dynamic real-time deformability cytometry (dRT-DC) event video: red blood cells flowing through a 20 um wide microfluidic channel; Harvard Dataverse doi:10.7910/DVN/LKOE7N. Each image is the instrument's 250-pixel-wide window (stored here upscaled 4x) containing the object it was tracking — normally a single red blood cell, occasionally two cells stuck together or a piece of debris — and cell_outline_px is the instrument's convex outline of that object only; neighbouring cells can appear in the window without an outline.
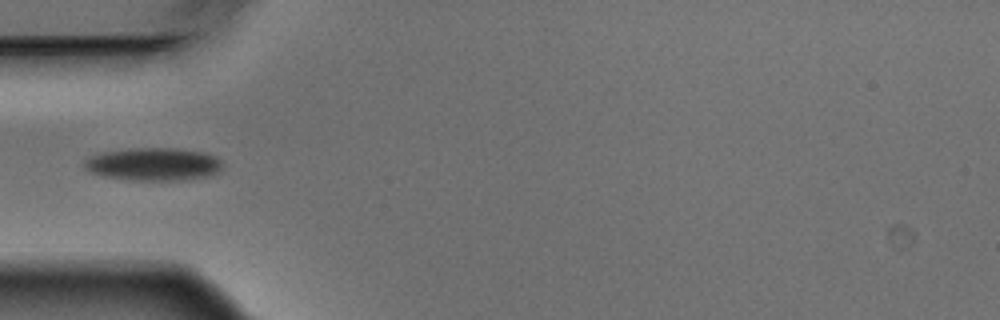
{"species": "Egyptian fruit bat (a non-hibernating species)", "species_latin": "Rousettus aegyptiacus", "temperature_condition": "warm", "stored_images_in_passage": 7, "camera_frame_rate_fps": 3000, "um_per_image_px": 0.085, "animal": {"sex": "male"}, "frame": {"image": 1, "passage_image": 5, "time_ms": 1.333, "image_size_px": [1000, 320], "cell_outline_px": [[224, 164], [216, 172], [204, 176], [188, 180], [128, 180], [104, 176], [92, 172], [84, 168], [84, 164], [92, 156], [104, 152], [132, 148], [176, 148], [204, 152], [216, 156]], "centroid_in_image_um": [13.08, 13.95], "position_along_channel_um": 71.9, "area_um2": 26.24}}
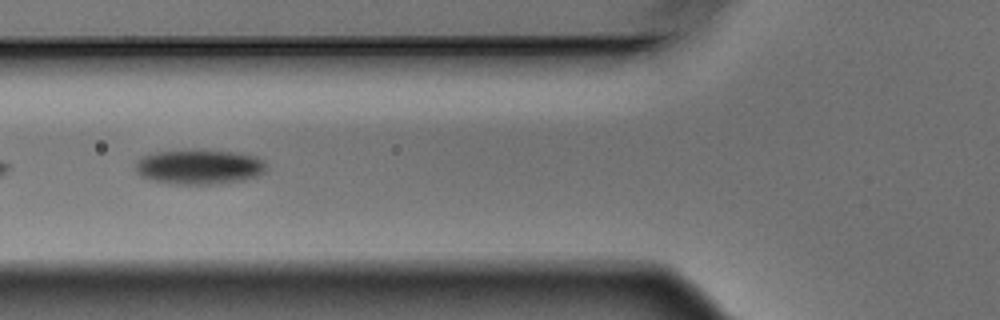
{"frame": {"image": 2, "passage_image": 6, "time_ms": 1.667, "image_size_px": [1000, 320], "cell_outline_px": [[264, 172], [260, 176], [244, 180], [220, 184], [168, 184], [140, 176], [136, 172], [136, 164], [144, 156], [156, 152], [196, 148], [240, 152], [256, 156], [264, 160]], "centroid_in_image_um": [16.98, 14.17], "position_along_channel_um": 108.8, "area_um2": 27.17}}
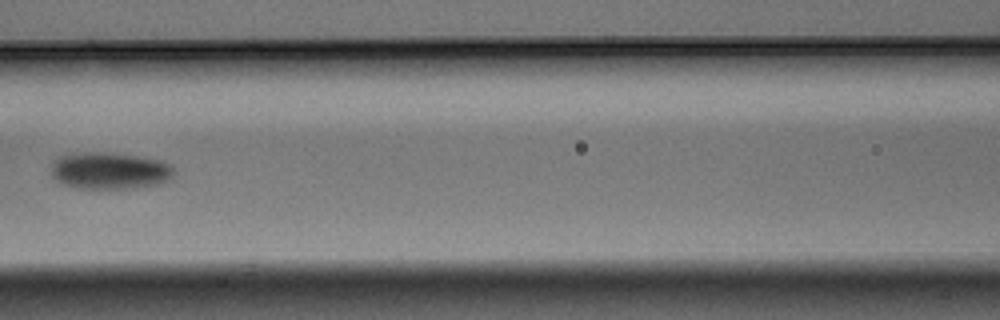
{"frame": {"image": 3, "passage_image": 7, "time_ms": 2.0, "image_size_px": [1000, 320], "cell_outline_px": [[172, 176], [168, 180], [156, 184], [124, 188], [80, 188], [64, 184], [56, 180], [52, 176], [52, 160], [56, 156], [72, 152], [104, 152], [136, 156], [160, 160], [172, 164]], "centroid_in_image_um": [9.25, 14.48], "position_along_channel_um": 157.4, "area_um2": 26.3}}